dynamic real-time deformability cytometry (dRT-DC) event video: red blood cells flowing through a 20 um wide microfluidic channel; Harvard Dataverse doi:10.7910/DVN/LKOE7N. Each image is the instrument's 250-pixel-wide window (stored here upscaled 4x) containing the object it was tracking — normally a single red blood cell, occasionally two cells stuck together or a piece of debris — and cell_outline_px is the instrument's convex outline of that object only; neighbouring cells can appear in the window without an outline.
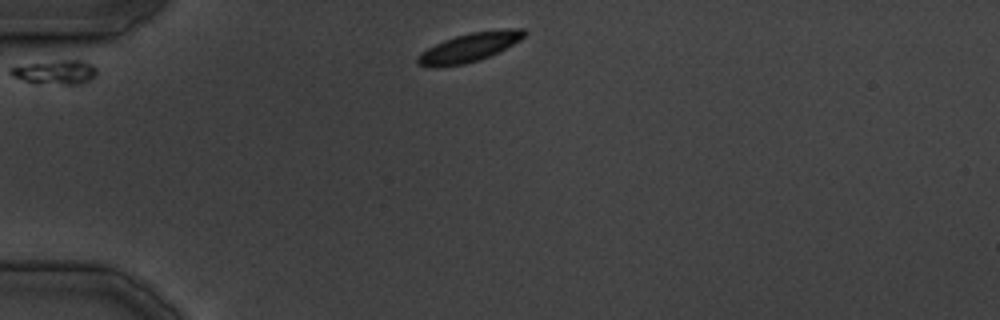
{"species": "common noctule bat (a hibernating species)", "species_latin": "Nyctalus noctula", "temperature_condition": "cold", "stored_images_in_passage": 23, "camera_frame_rate_fps": 3000, "um_per_image_px": 0.085, "animal": {"sex": "male", "body_mass_g": 19.5, "forearm_length_mm": 54.6}, "frame": {"image": 1, "passage_image": 1, "time_ms": 0.0, "image_size_px": [1000, 320], "cell_outline_px": [[528, 32], [520, 40], [488, 56], [464, 64], [432, 68], [428, 68], [416, 64], [416, 60], [420, 52], [444, 40], [456, 36], [472, 32], [508, 28], [524, 28]], "centroid_in_image_um": [39.85, 4.03], "position_along_channel_um": 45.1, "area_um2": 17.8}}